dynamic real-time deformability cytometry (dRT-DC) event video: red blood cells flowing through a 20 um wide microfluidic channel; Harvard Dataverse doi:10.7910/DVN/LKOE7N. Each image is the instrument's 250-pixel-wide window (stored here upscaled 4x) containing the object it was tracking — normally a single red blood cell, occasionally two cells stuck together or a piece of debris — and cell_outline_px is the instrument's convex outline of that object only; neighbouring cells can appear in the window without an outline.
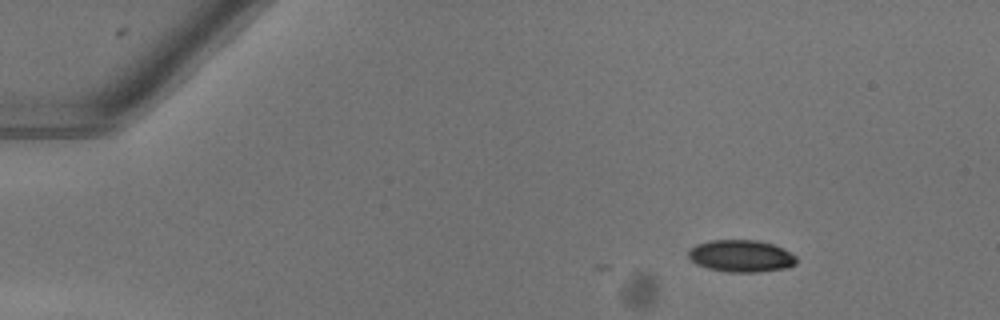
{"species": "common noctule bat (a hibernating species)", "species_latin": "Nyctalus noctula", "temperature_condition": "warm", "stored_images_in_passage": 3, "camera_frame_rate_fps": 3000, "um_per_image_px": 0.085, "animal": {"sex": "female"}, "frame": {"image": 1, "passage_image": 1, "time_ms": 0.0, "image_size_px": [1000, 320], "cell_outline_px": [[796, 264], [788, 268], [756, 272], [728, 272], [708, 268], [696, 264], [688, 256], [688, 252], [696, 244], [712, 240], [756, 240], [772, 244], [796, 256]], "centroid_in_image_um": [62.99, 21.77], "position_along_channel_um": 22.0, "area_um2": 20.0}}